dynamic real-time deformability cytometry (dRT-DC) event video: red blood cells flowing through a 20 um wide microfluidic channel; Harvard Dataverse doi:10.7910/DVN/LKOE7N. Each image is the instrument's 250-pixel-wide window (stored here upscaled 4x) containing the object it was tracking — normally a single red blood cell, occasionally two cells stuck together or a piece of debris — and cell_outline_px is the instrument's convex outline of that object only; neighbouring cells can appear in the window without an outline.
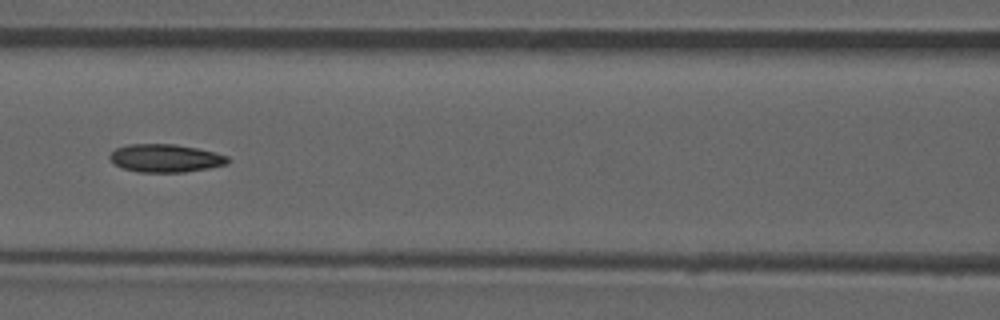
{"species": "common noctule bat (a hibernating species)", "species_latin": "Nyctalus noctula", "temperature_condition": "room temperature", "stored_images_in_passage": 51, "camera_frame_rate_fps": 3000, "um_per_image_px": 0.085, "animal": {"sex": "male", "forearm_length_mm": 52.5}, "frame": {"image": 1, "passage_image": 22, "time_ms": 7.0, "image_size_px": [1000, 320], "cell_outline_px": [[232, 160], [228, 164], [208, 168], [184, 172], [136, 172], [124, 168], [116, 164], [108, 156], [116, 148], [128, 144], [176, 144], [196, 148], [228, 156]], "centroid_in_image_um": [14.09, 13.44], "position_along_channel_um": 152.5, "area_um2": 19.19}, "authors_computed_cell_mechanics": {"area_um2": 19.1896, "velocity_mm_per_s": 3.9197, "shape_relaxation_time_tau1_ms": null, "shape_relaxation_time_tau2_ms": 3.8663, "deformation_change_tau1": null, "deformation_change_tau2": 0.1044}}